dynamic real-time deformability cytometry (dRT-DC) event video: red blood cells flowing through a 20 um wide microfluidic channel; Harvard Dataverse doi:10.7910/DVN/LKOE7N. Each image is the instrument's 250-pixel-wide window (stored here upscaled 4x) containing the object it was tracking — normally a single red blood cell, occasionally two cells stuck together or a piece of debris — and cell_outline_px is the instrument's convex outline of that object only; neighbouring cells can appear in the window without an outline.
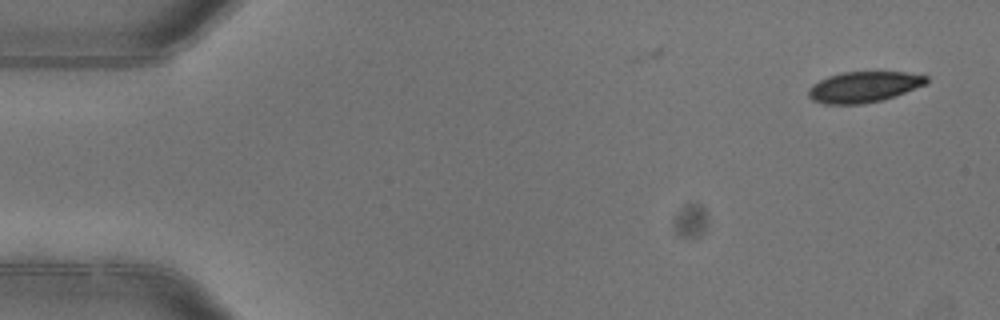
{"species": "common noctule bat (a hibernating species)", "species_latin": "Nyctalus noctula", "temperature_condition": "warm", "stored_images_in_passage": 2, "camera_frame_rate_fps": 3000, "um_per_image_px": 0.085, "animal": {"sex": "female"}, "frame": {"image": 1, "passage_image": 2, "time_ms": 0.333, "image_size_px": [1000, 320], "cell_outline_px": [[928, 84], [880, 100], [860, 104], [824, 104], [812, 100], [808, 96], [808, 88], [812, 84], [828, 76], [844, 72], [904, 72], [928, 76]], "centroid_in_image_um": [73.39, 7.38], "position_along_channel_um": 11.6, "area_um2": 21.04}}